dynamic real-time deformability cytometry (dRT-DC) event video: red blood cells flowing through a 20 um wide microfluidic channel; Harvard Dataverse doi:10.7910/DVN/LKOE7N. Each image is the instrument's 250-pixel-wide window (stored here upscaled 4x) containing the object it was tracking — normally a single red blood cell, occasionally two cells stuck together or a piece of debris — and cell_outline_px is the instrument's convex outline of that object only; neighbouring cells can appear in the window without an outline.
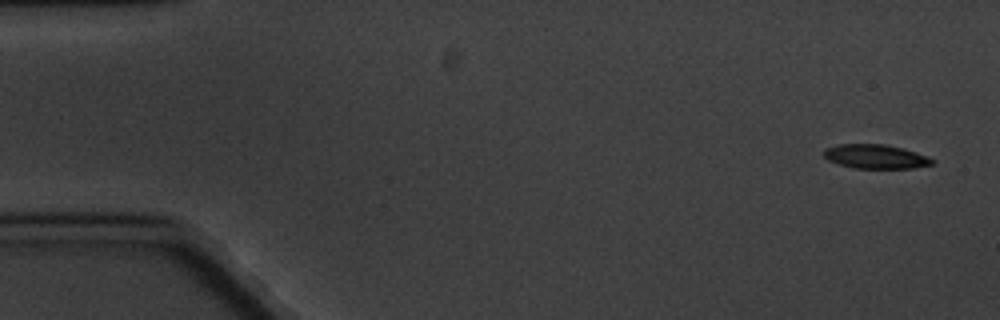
{"species": "common noctule bat (a hibernating species)", "species_latin": "Nyctalus noctula", "temperature_condition": "cold", "stored_images_in_passage": 5, "camera_frame_rate_fps": 3000, "um_per_image_px": 0.085, "animal": {"sex": "male", "body_mass_g": 20.1, "forearm_length_mm": 53.5}, "frame": {"image": 1, "passage_image": 1, "time_ms": 0.0, "image_size_px": [1000, 320], "cell_outline_px": [[936, 160], [932, 164], [912, 168], [856, 168], [840, 164], [828, 160], [824, 156], [824, 148], [840, 144], [884, 144], [916, 152], [928, 156]], "centroid_in_image_um": [74.43, 13.3], "position_along_channel_um": 10.6, "area_um2": 15.09}}
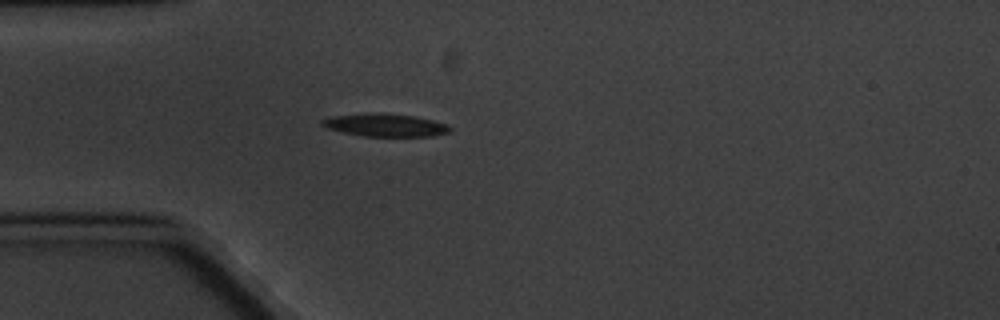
{"frame": {"image": 2, "passage_image": 5, "time_ms": 4.667, "image_size_px": [1000, 320], "cell_outline_px": [[452, 128], [448, 132], [432, 136], [364, 136], [344, 132], [328, 128], [320, 124], [320, 120], [332, 116], [372, 112], [384, 112], [412, 116], [432, 120], [448, 124]], "centroid_in_image_um": [32.73, 10.62], "position_along_channel_um": 52.3, "area_um2": 16.99}}